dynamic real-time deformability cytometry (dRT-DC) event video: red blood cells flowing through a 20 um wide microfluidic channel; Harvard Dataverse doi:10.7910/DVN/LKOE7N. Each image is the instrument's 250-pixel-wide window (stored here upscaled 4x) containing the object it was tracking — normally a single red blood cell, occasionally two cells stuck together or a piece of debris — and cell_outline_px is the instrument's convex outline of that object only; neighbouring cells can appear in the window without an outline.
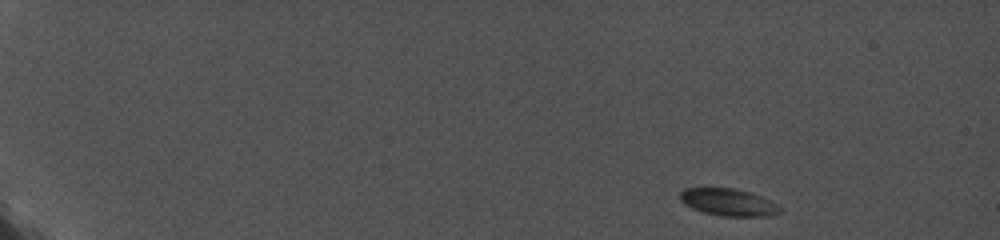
{"species": "common noctule bat (a hibernating species)", "species_latin": "Nyctalus noctula", "temperature_condition": "cold", "stored_images_in_passage": 1, "camera_frame_rate_fps": 5000, "um_per_image_px": 0.085, "animal": {"sex": "female", "body_mass_g": 19.0, "forearm_length_mm": 56.7}, "frame": {"image": 1, "passage_image": 1, "time_ms": 0.0, "image_size_px": [1000, 240], "cell_outline_px": [[780, 212], [768, 216], [720, 216], [704, 212], [692, 208], [684, 204], [680, 200], [680, 192], [684, 188], [732, 188], [748, 192], [760, 196], [776, 204], [780, 208]], "centroid_in_image_um": [61.86, 17.19], "position_along_channel_um": 23.1, "area_um2": 15.61}}